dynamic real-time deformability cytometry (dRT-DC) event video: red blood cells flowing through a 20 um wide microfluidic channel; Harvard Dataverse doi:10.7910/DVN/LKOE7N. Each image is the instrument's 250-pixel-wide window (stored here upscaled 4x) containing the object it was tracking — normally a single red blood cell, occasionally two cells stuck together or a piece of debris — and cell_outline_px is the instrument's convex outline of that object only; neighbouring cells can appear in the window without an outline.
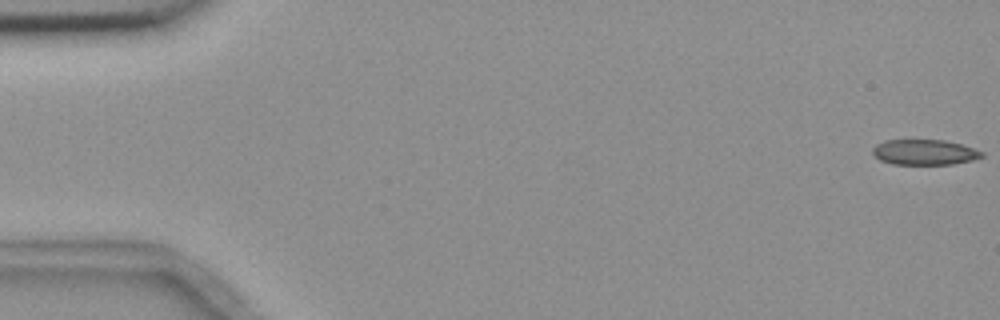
{"species": "common noctule bat (a hibernating species)", "species_latin": "Nyctalus noctula", "temperature_condition": "room temperature", "stored_images_in_passage": 8, "camera_frame_rate_fps": 3000, "um_per_image_px": 0.085, "animal": {"sex": "female", "body_mass_g": 18.4}, "frame": {"image": 1, "passage_image": 1, "time_ms": 0.0, "image_size_px": [1000, 320], "cell_outline_px": [[984, 156], [972, 160], [952, 164], [892, 164], [880, 160], [872, 152], [872, 148], [876, 144], [884, 140], [944, 140], [960, 144], [984, 152]], "centroid_in_image_um": [78.56, 12.93], "position_along_channel_um": 6.4, "area_um2": 16.07}}
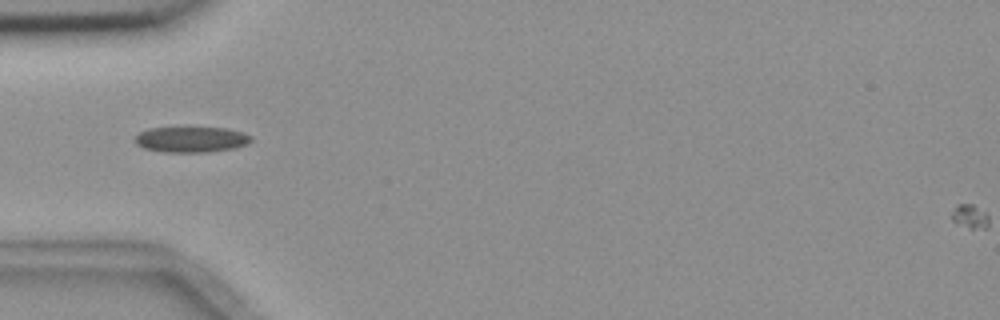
{"frame": {"image": 2, "passage_image": 6, "time_ms": 5.667, "image_size_px": [1000, 320], "cell_outline_px": [[252, 140], [248, 144], [232, 148], [204, 152], [164, 152], [144, 148], [136, 144], [132, 140], [140, 132], [148, 128], [228, 128], [244, 132], [252, 136]], "centroid_in_image_um": [16.25, 11.85], "position_along_channel_um": 68.8, "area_um2": 17.34}}
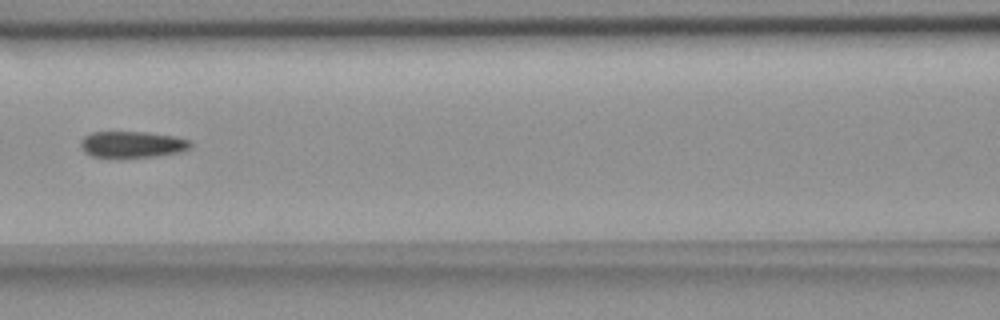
{"frame": {"image": 3, "passage_image": 8, "time_ms": 8.0, "image_size_px": [1000, 320], "cell_outline_px": [[192, 144], [188, 148], [180, 152], [156, 156], [92, 156], [84, 152], [80, 144], [80, 140], [84, 136], [92, 132], [148, 132], [176, 136], [188, 140]], "centroid_in_image_um": [11.23, 12.25], "position_along_channel_um": 155.4, "area_um2": 16.59}}